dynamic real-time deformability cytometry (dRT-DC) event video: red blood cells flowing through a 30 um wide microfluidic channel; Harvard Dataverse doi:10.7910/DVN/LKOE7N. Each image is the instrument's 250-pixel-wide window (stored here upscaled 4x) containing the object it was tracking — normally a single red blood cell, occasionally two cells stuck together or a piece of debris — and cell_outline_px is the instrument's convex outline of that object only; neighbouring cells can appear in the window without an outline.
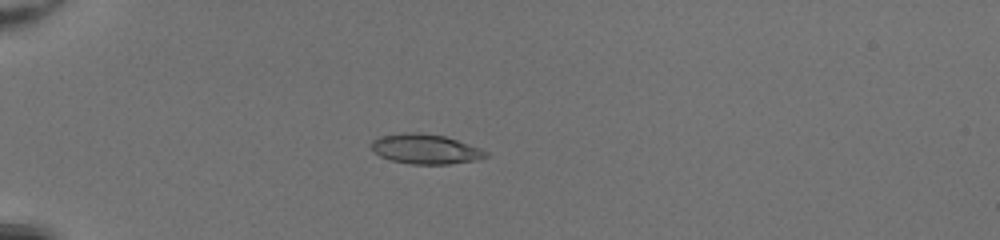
{"species": "common noctule bat (a hibernating species)", "species_latin": "Nyctalus noctula", "temperature_condition": "room temperature", "stored_images_in_passage": 36, "camera_frame_rate_fps": 3000, "um_per_image_px": 0.085, "animal": {"sex": "female", "body_mass_g": 20.0, "forearm_length_mm": 54.0}, "frame": {"image": 1, "passage_image": 1, "time_ms": 0.0, "image_size_px": [1000, 240], "cell_outline_px": [[488, 156], [476, 160], [448, 164], [412, 164], [392, 160], [380, 156], [372, 148], [372, 140], [380, 136], [400, 132], [420, 132], [444, 136], [480, 148], [488, 152]], "centroid_in_image_um": [36.16, 12.66], "position_along_channel_um": 48.8, "area_um2": 19.77}}
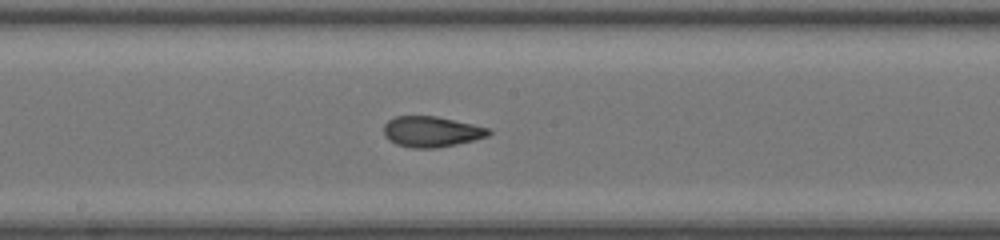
{"frame": {"image": 2, "passage_image": 15, "time_ms": 4.667, "image_size_px": [1000, 240], "cell_outline_px": [[492, 132], [488, 136], [456, 144], [436, 148], [412, 148], [396, 144], [388, 140], [384, 136], [384, 124], [388, 120], [396, 116], [436, 116], [472, 124], [488, 128]], "centroid_in_image_um": [36.63, 11.19], "position_along_channel_um": 211.6, "area_um2": 18.67}}
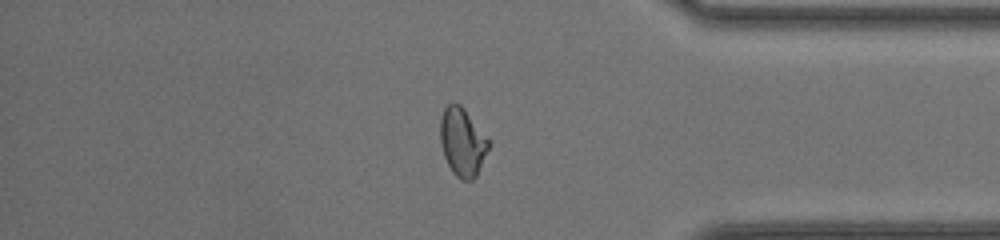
{"frame": {"image": 3, "passage_image": 29, "time_ms": 9.333, "image_size_px": [1000, 240], "cell_outline_px": [[488, 148], [476, 176], [472, 180], [460, 180], [452, 172], [444, 156], [440, 144], [440, 116], [444, 108], [452, 100], [460, 104], [464, 108], [488, 140]], "centroid_in_image_um": [39.25, 12.05], "position_along_channel_um": 395.9, "area_um2": 19.07}, "authors_computed_cell_mechanics": {"area_um2": 19.1029, "velocity_mm_per_s": 4.2391, "shape_relaxation_time_tau1_ms": 6.2425, "shape_relaxation_time_tau2_ms": 1.0847, "deformation_change_tau1": 0.2004, "deformation_change_tau2": 0.0612}}